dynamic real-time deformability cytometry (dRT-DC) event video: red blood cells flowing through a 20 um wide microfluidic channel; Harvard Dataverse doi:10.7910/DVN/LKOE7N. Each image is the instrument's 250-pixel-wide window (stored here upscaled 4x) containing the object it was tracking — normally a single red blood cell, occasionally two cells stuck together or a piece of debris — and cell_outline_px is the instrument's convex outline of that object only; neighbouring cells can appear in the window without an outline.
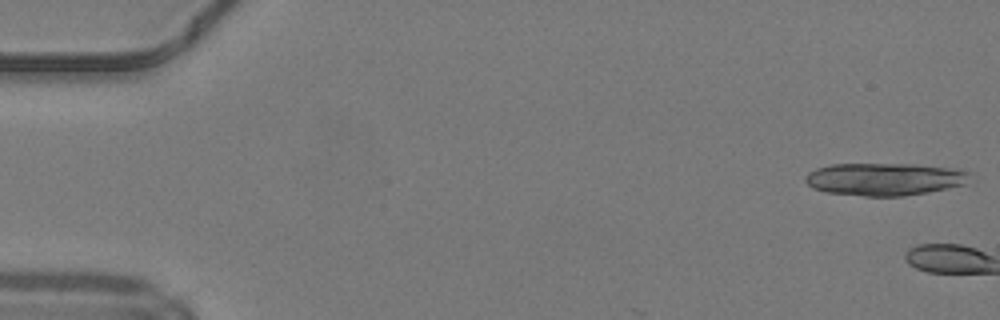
{"species": "common noctule bat (a hibernating species)", "species_latin": "Nyctalus noctula", "temperature_condition": "warm", "stored_images_in_passage": 2, "camera_frame_rate_fps": 3000, "um_per_image_px": 0.085, "animal": {"sex": "male", "body_mass_g": 19.2, "forearm_length_mm": 51.8}, "frame": {"image": 1, "passage_image": 1, "time_ms": 0.0, "image_size_px": [1000, 320], "cell_outline_px": [[972, 172], [964, 184], [948, 188], [928, 192], [904, 196], [864, 196], [828, 192], [812, 188], [804, 180], [804, 176], [808, 172], [816, 168], [832, 164], [916, 164], [960, 168]], "centroid_in_image_um": [75.21, 15.21], "position_along_channel_um": 9.8, "area_um2": 31.5}}